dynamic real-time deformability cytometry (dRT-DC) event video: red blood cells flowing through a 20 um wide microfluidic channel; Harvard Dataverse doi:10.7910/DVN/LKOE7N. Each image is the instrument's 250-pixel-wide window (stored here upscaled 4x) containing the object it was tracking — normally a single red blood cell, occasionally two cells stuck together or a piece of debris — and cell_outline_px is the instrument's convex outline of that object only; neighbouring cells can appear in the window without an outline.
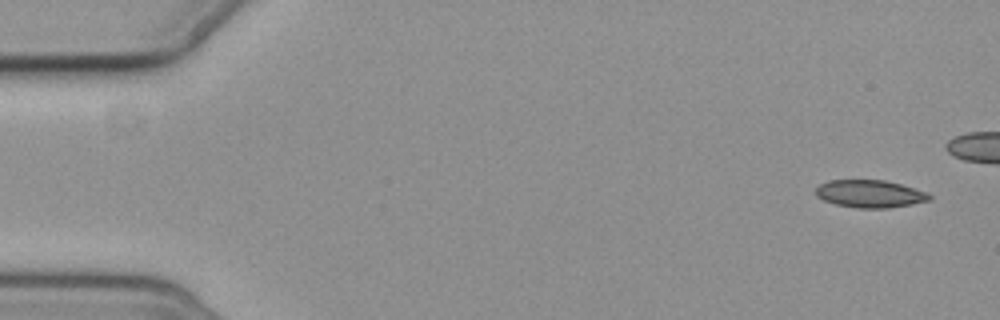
{"species": "common noctule bat (a hibernating species)", "species_latin": "Nyctalus noctula", "temperature_condition": "cold", "stored_images_in_passage": 6, "camera_frame_rate_fps": 3000, "um_per_image_px": 0.085, "animal": {"sex": "female", "body_mass_g": 19.3, "forearm_length_mm": 54.1}, "frame": {"image": 1, "passage_image": 1, "time_ms": 0.0, "image_size_px": [1000, 320], "cell_outline_px": [[932, 200], [912, 204], [888, 208], [860, 208], [836, 204], [824, 200], [816, 196], [816, 188], [820, 184], [828, 180], [884, 180], [900, 184], [924, 192], [932, 196]], "centroid_in_image_um": [73.93, 16.47], "position_along_channel_um": 11.1, "area_um2": 18.09}}